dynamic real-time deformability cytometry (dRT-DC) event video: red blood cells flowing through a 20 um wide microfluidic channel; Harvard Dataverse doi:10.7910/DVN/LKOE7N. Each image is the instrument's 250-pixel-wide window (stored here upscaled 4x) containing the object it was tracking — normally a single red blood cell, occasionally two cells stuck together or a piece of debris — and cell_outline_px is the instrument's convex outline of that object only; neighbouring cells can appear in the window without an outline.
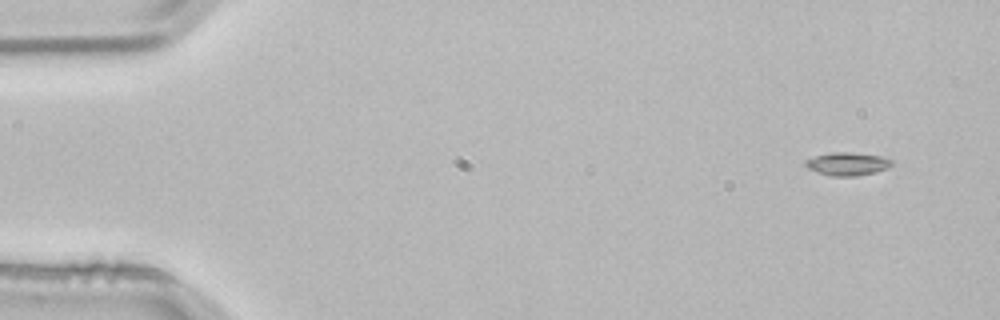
{"species": "common noctule bat (a hibernating species)", "species_latin": "Nyctalus noctula", "temperature_condition": "room temperature", "stored_images_in_passage": 4, "segment_of_instrument_passage": [2, 2], "camera_frame_rate_fps": 3000, "um_per_image_px": 0.085, "animal": {"sex": "male", "body_mass_g": 21.5, "forearm_length_mm": 52.0}, "frame": {"image": 1, "passage_image": 4, "time_ms": 1.0, "image_size_px": [1000, 320], "cell_outline_px": [[892, 164], [888, 168], [876, 172], [856, 176], [832, 176], [808, 168], [804, 164], [804, 160], [816, 156], [832, 152], [852, 152], [892, 156]], "centroid_in_image_um": [72.13, 13.9], "position_along_channel_um": 12.9, "area_um2": 11.85}}